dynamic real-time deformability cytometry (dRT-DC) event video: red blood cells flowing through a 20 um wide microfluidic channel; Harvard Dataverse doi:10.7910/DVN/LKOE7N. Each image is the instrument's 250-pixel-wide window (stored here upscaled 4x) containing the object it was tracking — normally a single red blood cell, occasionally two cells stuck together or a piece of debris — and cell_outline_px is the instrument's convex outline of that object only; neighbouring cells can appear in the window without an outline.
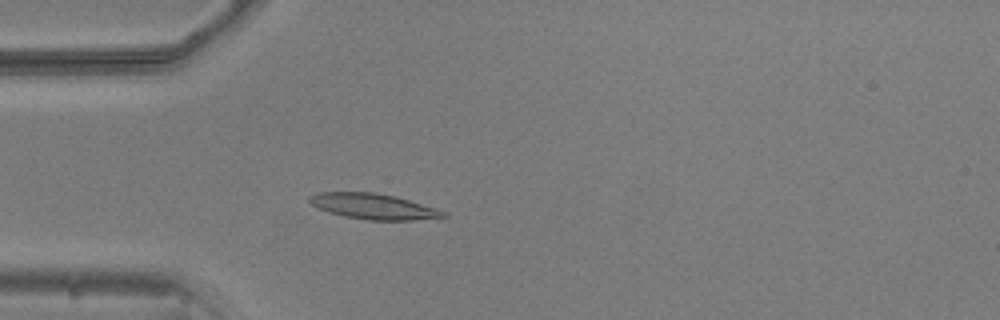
{"species": "common noctule bat (a hibernating species)", "species_latin": "Nyctalus noctula", "temperature_condition": "warm", "stored_images_in_passage": 38, "camera_frame_rate_fps": 3000, "um_per_image_px": 0.085, "animal": {"sex": "male", "body_mass_g": 20.5, "forearm_length_mm": 52.5}, "frame": {"image": 1, "passage_image": 11, "time_ms": 3.333, "image_size_px": [1000, 320], "cell_outline_px": [[448, 216], [412, 220], [368, 220], [344, 216], [328, 212], [312, 204], [308, 200], [312, 196], [320, 192], [376, 192], [396, 196], [436, 208], [444, 212]], "centroid_in_image_um": [31.75, 17.54], "position_along_channel_um": 53.2, "area_um2": 19.71}}
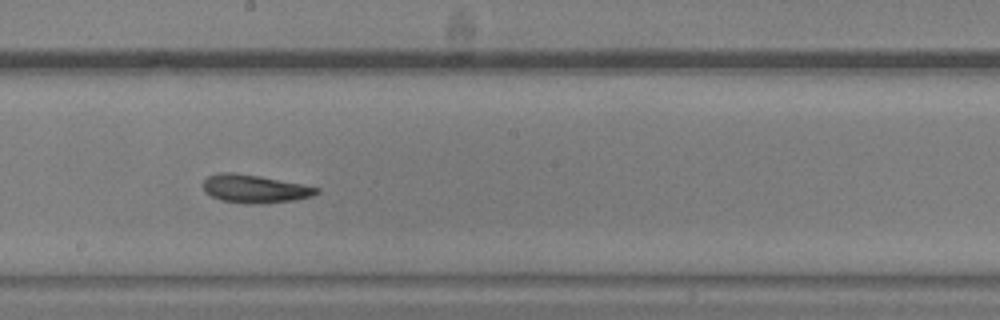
{"frame": {"image": 2, "passage_image": 25, "time_ms": 8.0, "image_size_px": [1000, 320], "cell_outline_px": [[320, 192], [312, 196], [292, 200], [252, 204], [244, 204], [220, 200], [204, 192], [200, 184], [208, 176], [220, 172], [236, 172], [260, 176], [320, 188]], "centroid_in_image_um": [21.57, 16.04], "position_along_channel_um": 226.6, "area_um2": 18.67}}
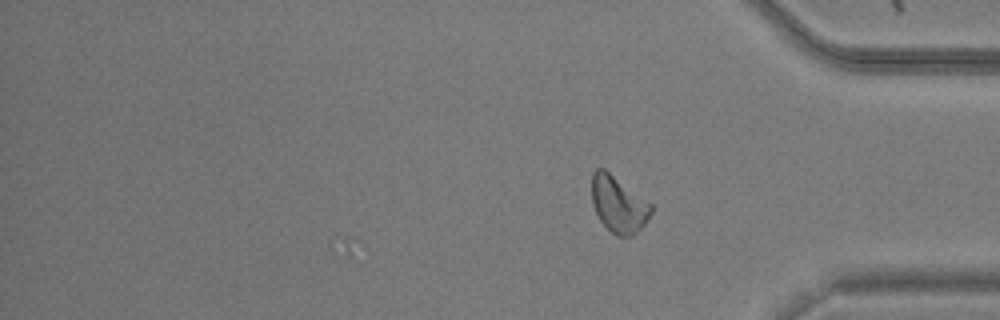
{"frame": {"image": 3, "passage_image": 38, "time_ms": 12.333, "image_size_px": [1000, 320], "cell_outline_px": [[652, 212], [644, 224], [632, 236], [616, 236], [600, 220], [592, 204], [592, 172], [596, 168], [604, 168], [652, 204]], "centroid_in_image_um": [52.56, 17.35], "position_along_channel_um": 382.6, "area_um2": 19.31}, "authors_computed_cell_mechanics": {"area_um2": 18.5827, "velocity_mm_per_s": 3.8524, "shape_relaxation_time_tau1_ms": null, "shape_relaxation_time_tau2_ms": 10.8054, "deformation_change_tau1": null, "deformation_change_tau2": 0.1678}}